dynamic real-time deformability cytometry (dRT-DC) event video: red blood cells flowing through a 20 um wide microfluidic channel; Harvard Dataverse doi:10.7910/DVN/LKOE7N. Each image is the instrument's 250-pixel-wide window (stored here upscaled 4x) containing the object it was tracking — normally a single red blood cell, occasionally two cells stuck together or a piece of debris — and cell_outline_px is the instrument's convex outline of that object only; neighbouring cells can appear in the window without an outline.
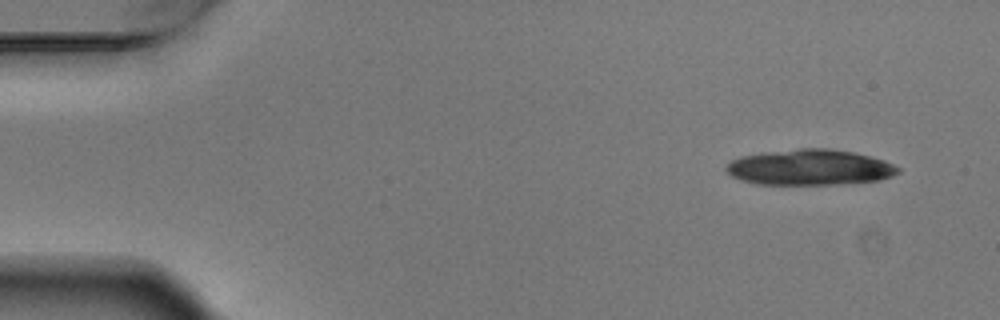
{"species": "Egyptian fruit bat (a non-hibernating species)", "species_latin": "Rousettus aegyptiacus", "temperature_condition": "warm", "stored_images_in_passage": 8, "camera_frame_rate_fps": 3000, "um_per_image_px": 0.085, "animal": {"sex": "male"}, "frame": {"image": 1, "passage_image": 1, "time_ms": 0.0, "image_size_px": [1000, 320], "cell_outline_px": [[900, 172], [892, 176], [880, 180], [840, 184], [756, 184], [740, 180], [732, 176], [724, 168], [728, 160], [740, 156], [768, 152], [800, 148], [828, 148], [852, 152], [884, 160], [900, 168]], "centroid_in_image_um": [68.8, 14.23], "position_along_channel_um": 16.2, "area_um2": 35.78}}
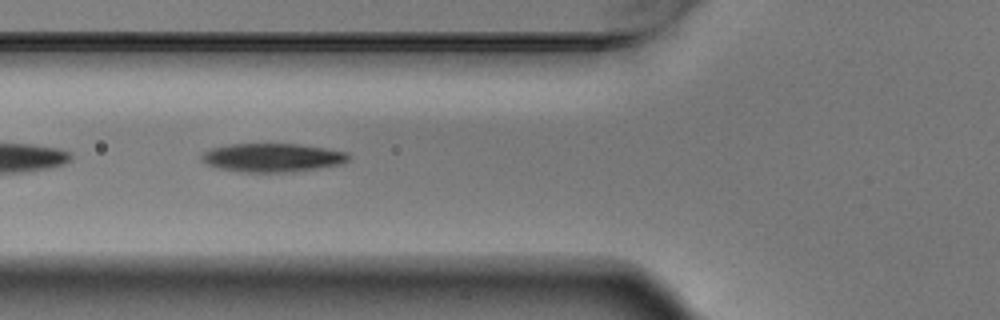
{"frame": {"image": 2, "passage_image": 5, "time_ms": 1.333, "image_size_px": [1000, 320], "cell_outline_px": [[352, 156], [344, 164], [292, 172], [240, 172], [216, 168], [200, 160], [200, 156], [204, 152], [212, 148], [232, 144], [296, 144], [324, 148], [348, 152]], "centroid_in_image_um": [23.17, 13.41], "position_along_channel_um": 102.6, "area_um2": 24.62}}
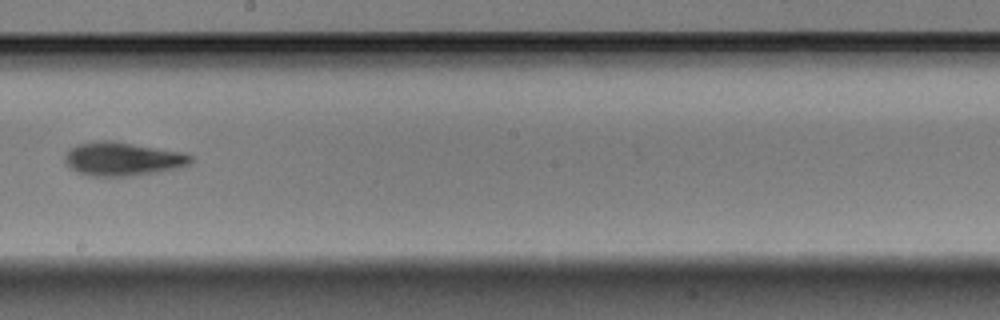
{"frame": {"image": 3, "passage_image": 8, "time_ms": 2.333, "image_size_px": [1000, 320], "cell_outline_px": [[192, 160], [188, 164], [176, 168], [156, 172], [128, 176], [96, 176], [80, 172], [72, 168], [64, 160], [64, 156], [68, 148], [76, 144], [96, 140], [116, 140], [184, 152], [192, 156]], "centroid_in_image_um": [10.41, 13.47], "position_along_channel_um": 237.8, "area_um2": 24.74}}